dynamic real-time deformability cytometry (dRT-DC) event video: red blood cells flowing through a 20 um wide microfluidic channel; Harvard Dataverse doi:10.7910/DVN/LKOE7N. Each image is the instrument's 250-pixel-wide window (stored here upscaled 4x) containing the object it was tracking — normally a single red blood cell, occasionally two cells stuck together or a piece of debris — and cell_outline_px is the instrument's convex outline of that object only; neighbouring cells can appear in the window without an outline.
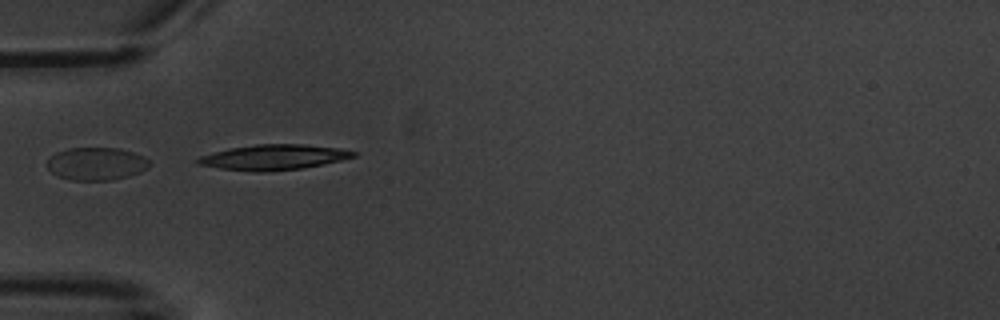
{"species": "common noctule bat (a hibernating species)", "species_latin": "Nyctalus noctula", "temperature_condition": "warm", "stored_images_in_passage": 8, "camera_frame_rate_fps": 3000, "um_per_image_px": 0.085, "animal": {"sex": "male", "body_mass_g": 20.1, "forearm_length_mm": 53.5}, "frame": {"image": 1, "passage_image": 3, "time_ms": 5.333, "image_size_px": [1000, 320], "cell_outline_px": [[148, 168], [140, 172], [128, 176], [112, 180], [72, 180], [60, 176], [52, 172], [48, 168], [48, 160], [56, 152], [68, 148], [120, 148], [144, 156], [148, 160]], "centroid_in_image_um": [8.2, 13.91], "position_along_channel_um": 76.8, "area_um2": 19.36}}
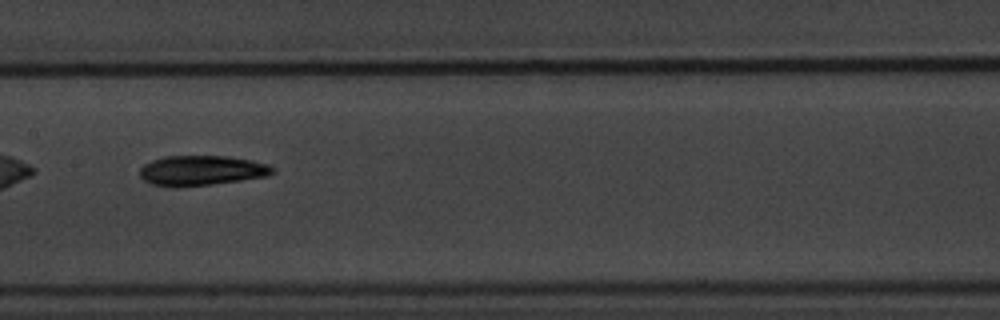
{"frame": {"image": 2, "passage_image": 6, "time_ms": 9.0, "image_size_px": [1000, 320], "cell_outline_px": [[276, 172], [268, 176], [212, 184], [172, 188], [152, 184], [144, 180], [140, 176], [140, 168], [144, 164], [152, 160], [164, 156], [228, 156], [252, 160], [268, 164], [276, 168]], "centroid_in_image_um": [17.14, 14.49], "position_along_channel_um": 190.3, "area_um2": 23.47}}